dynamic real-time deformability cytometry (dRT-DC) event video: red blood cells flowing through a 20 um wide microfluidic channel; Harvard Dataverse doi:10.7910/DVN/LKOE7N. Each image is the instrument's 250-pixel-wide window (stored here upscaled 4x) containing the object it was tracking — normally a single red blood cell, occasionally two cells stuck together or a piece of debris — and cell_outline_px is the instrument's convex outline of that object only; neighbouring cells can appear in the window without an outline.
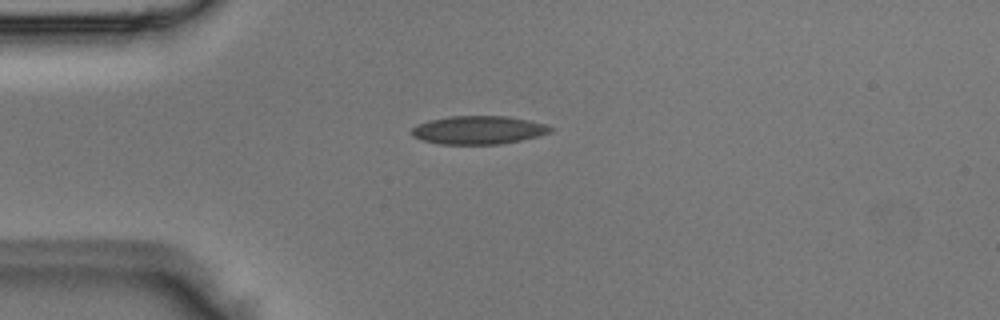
{"species": "Egyptian fruit bat (a non-hibernating species)", "species_latin": "Rousettus aegyptiacus", "temperature_condition": "room temperature", "stored_images_in_passage": 4, "camera_frame_rate_fps": 3000, "um_per_image_px": 0.085, "animal": {"sex": "male"}, "frame": {"image": 1, "passage_image": 3, "time_ms": 0.667, "image_size_px": [1000, 320], "cell_outline_px": [[556, 128], [552, 132], [520, 140], [500, 144], [440, 144], [424, 140], [412, 136], [412, 128], [428, 120], [452, 116], [508, 116], [528, 120], [544, 124]], "centroid_in_image_um": [40.7, 11.05], "position_along_channel_um": 44.3, "area_um2": 22.72}}